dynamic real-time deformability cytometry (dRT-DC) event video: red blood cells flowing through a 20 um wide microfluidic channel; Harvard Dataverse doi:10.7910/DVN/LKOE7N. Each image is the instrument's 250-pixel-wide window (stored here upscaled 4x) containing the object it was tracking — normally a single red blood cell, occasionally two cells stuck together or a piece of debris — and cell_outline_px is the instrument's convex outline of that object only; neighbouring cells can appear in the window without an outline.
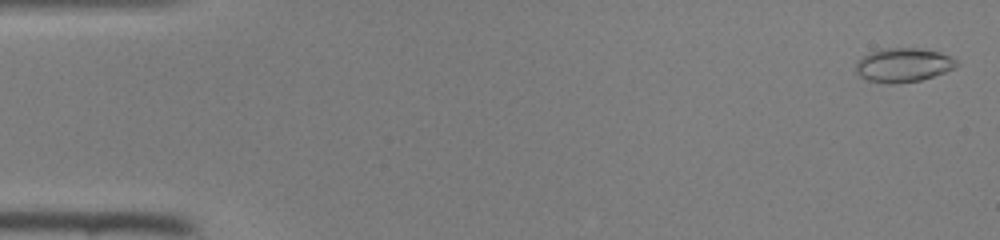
{"species": "common noctule bat (a hibernating species)", "species_latin": "Nyctalus noctula", "temperature_condition": "room temperature", "stored_images_in_passage": 46, "camera_frame_rate_fps": 3000, "um_per_image_px": 0.085, "animal": {"sex": "female", "body_mass_g": 22.0, "forearm_length_mm": 56.7}, "frame": {"image": 1, "passage_image": 1, "time_ms": 0.0, "image_size_px": [1000, 240], "cell_outline_px": [[960, 64], [956, 68], [920, 80], [892, 84], [888, 84], [868, 80], [860, 76], [856, 72], [856, 60], [872, 52], [884, 48], [920, 48], [940, 52], [952, 56]], "centroid_in_image_um": [76.8, 5.52], "position_along_channel_um": 8.2, "area_um2": 20.0}}
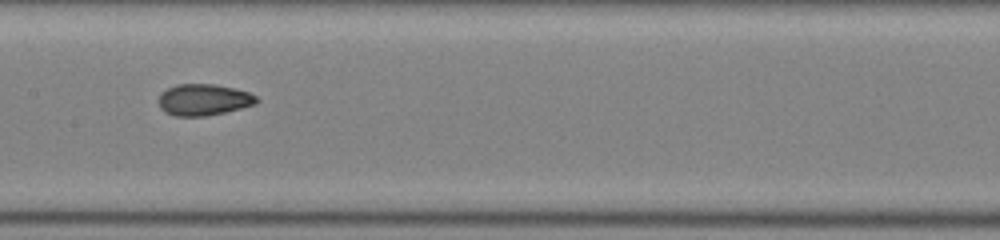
{"frame": {"image": 2, "passage_image": 23, "time_ms": 7.333, "image_size_px": [1000, 240], "cell_outline_px": [[260, 100], [256, 104], [224, 112], [204, 116], [176, 116], [164, 112], [160, 108], [160, 92], [176, 84], [216, 84], [248, 92], [256, 96]], "centroid_in_image_um": [17.3, 8.47], "position_along_channel_um": 190.1, "area_um2": 17.86}}
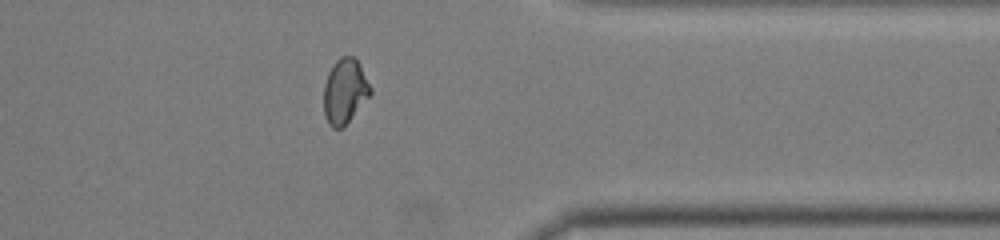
{"frame": {"image": 3, "passage_image": 37, "time_ms": 12.0, "image_size_px": [1000, 240], "cell_outline_px": [[372, 92], [348, 120], [340, 128], [332, 128], [328, 124], [324, 116], [324, 84], [328, 72], [332, 64], [340, 56], [356, 56], [372, 88]], "centroid_in_image_um": [29.29, 7.69], "position_along_channel_um": 382.1, "area_um2": 17.57}}